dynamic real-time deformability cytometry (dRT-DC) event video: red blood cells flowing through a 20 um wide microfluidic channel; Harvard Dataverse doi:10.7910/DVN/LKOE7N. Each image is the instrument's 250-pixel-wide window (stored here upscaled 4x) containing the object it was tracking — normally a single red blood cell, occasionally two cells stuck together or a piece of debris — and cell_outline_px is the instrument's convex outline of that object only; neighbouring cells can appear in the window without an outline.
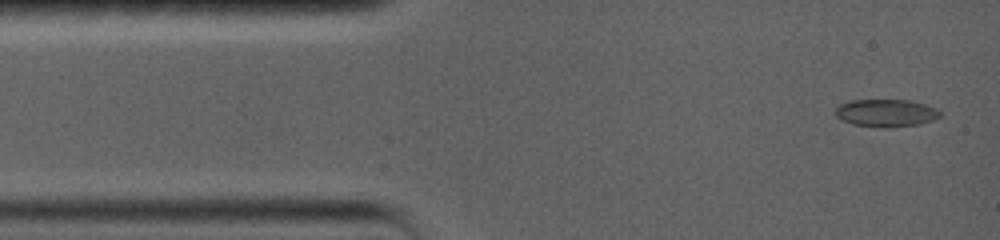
{"species": "common noctule bat (a hibernating species)", "species_latin": "Nyctalus noctula", "temperature_condition": "warm", "stored_images_in_passage": 28, "camera_frame_rate_fps": 5000, "um_per_image_px": 0.085, "animal": {"sex": "female", "body_mass_g": 19.0, "forearm_length_mm": 56.7}, "frame": {"image": 1, "passage_image": 1, "time_ms": 0.0, "image_size_px": [1000, 240], "cell_outline_px": [[940, 116], [932, 120], [920, 124], [852, 124], [836, 116], [836, 108], [840, 104], [848, 100], [912, 100], [936, 108], [940, 112]], "centroid_in_image_um": [75.32, 9.53], "position_along_channel_um": 9.7, "area_um2": 15.78}}
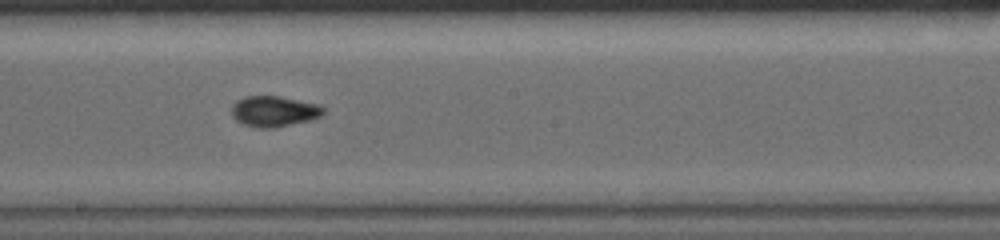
{"frame": {"image": 2, "passage_image": 13, "time_ms": 7.8, "image_size_px": [1000, 240], "cell_outline_px": [[324, 112], [320, 116], [308, 120], [276, 128], [256, 128], [244, 124], [236, 120], [232, 116], [232, 104], [236, 100], [244, 96], [280, 96], [320, 104], [324, 108]], "centroid_in_image_um": [23.27, 9.45], "position_along_channel_um": 224.9, "area_um2": 16.53}}
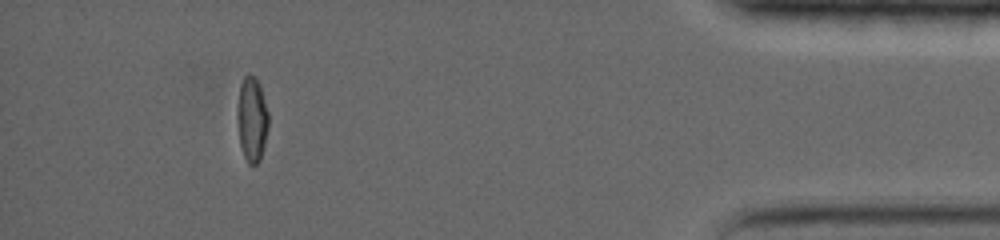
{"frame": {"image": 3, "passage_image": 24, "time_ms": 14.8, "image_size_px": [1000, 240], "cell_outline_px": [[268, 128], [260, 160], [256, 164], [248, 164], [244, 156], [240, 144], [236, 116], [240, 84], [244, 76], [252, 76], [260, 84], [268, 112]], "centroid_in_image_um": [21.4, 10.15], "position_along_channel_um": 413.8, "area_um2": 15.32}, "authors_computed_cell_mechanics": {"area_um2": 15.7794, "velocity_mm_per_s": 3.6078, "shape_relaxation_time_tau1_ms": null, "shape_relaxation_time_tau2_ms": 1.2932, "deformation_change_tau1": null, "deformation_change_tau2": 0.0365}}